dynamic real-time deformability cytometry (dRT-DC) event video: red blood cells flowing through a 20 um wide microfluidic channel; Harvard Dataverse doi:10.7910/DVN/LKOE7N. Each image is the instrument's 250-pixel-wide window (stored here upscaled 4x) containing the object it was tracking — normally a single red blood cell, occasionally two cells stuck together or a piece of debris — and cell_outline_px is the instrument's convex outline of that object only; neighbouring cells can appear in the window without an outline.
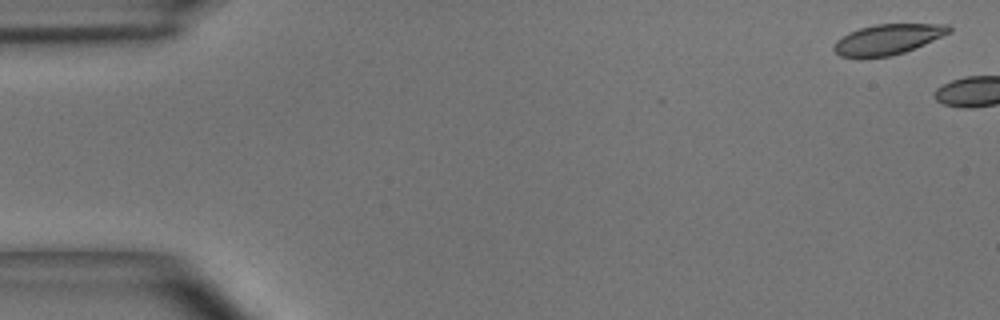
{"species": "common noctule bat (a hibernating species)", "species_latin": "Nyctalus noctula", "temperature_condition": "room temperature", "stored_images_in_passage": 2, "camera_frame_rate_fps": 3000, "um_per_image_px": 0.085, "animal": {"sex": "male", "body_mass_g": 15.6}, "frame": {"image": 1, "passage_image": 1, "time_ms": 0.0, "image_size_px": [1000, 320], "cell_outline_px": [[952, 32], [924, 44], [904, 52], [892, 56], [860, 60], [840, 56], [832, 48], [836, 40], [848, 32], [860, 28], [876, 24], [948, 24], [952, 28]], "centroid_in_image_um": [75.41, 3.38], "position_along_channel_um": 9.6, "area_um2": 20.87}}